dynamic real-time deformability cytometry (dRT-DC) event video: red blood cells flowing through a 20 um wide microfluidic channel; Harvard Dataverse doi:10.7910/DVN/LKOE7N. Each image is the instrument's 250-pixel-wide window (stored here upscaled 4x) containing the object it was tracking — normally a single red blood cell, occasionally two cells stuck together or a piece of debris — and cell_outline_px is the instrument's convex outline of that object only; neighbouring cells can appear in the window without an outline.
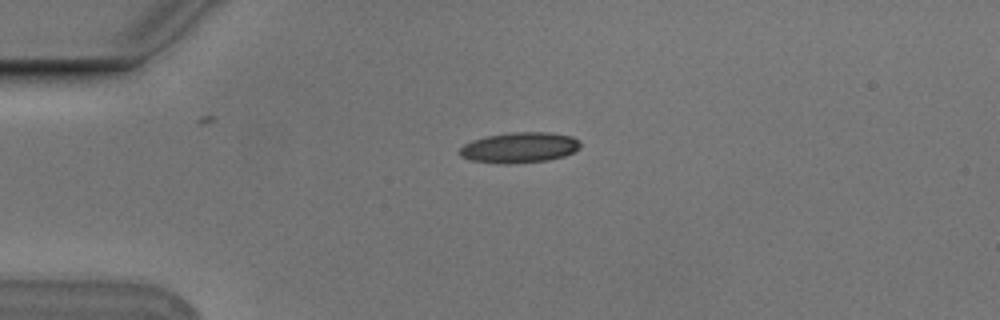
{"species": "Egyptian fruit bat (a non-hibernating species)", "species_latin": "Rousettus aegyptiacus", "temperature_condition": "cold", "stored_images_in_passage": 2, "camera_frame_rate_fps": 3000, "um_per_image_px": 0.085, "animal": {"sex": "male"}, "frame": {"image": 1, "passage_image": 2, "time_ms": 0.333, "image_size_px": [1000, 320], "cell_outline_px": [[580, 148], [564, 156], [548, 160], [508, 164], [500, 164], [468, 160], [460, 156], [456, 152], [464, 144], [472, 140], [484, 136], [512, 132], [548, 132], [572, 136], [580, 140]], "centroid_in_image_um": [44.11, 12.54], "position_along_channel_um": 40.9, "area_um2": 21.79}}